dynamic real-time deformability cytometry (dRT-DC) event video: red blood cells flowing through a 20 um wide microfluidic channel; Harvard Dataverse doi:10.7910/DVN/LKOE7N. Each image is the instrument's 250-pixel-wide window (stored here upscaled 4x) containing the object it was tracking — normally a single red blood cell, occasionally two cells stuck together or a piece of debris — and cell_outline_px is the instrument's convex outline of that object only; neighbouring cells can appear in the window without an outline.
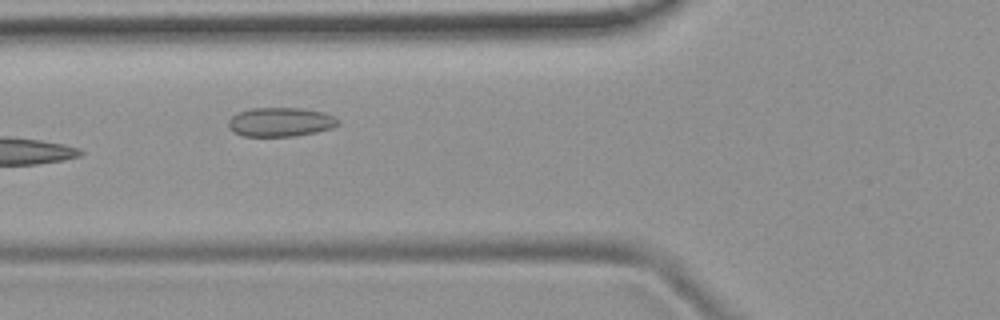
{"species": "common noctule bat (a hibernating species)", "species_latin": "Nyctalus noctula", "temperature_condition": "room temperature", "stored_images_in_passage": 7, "camera_frame_rate_fps": 3000, "um_per_image_px": 0.085, "animal": {"sex": "female", "body_mass_g": 19.9}, "frame": {"image": 1, "passage_image": 6, "time_ms": 5.667, "image_size_px": [1000, 320], "cell_outline_px": [[340, 124], [332, 128], [316, 132], [296, 136], [244, 136], [232, 132], [228, 128], [228, 120], [236, 112], [252, 108], [300, 108], [324, 112], [340, 120]], "centroid_in_image_um": [23.82, 10.37], "position_along_channel_um": 102.0, "area_um2": 18.79}}
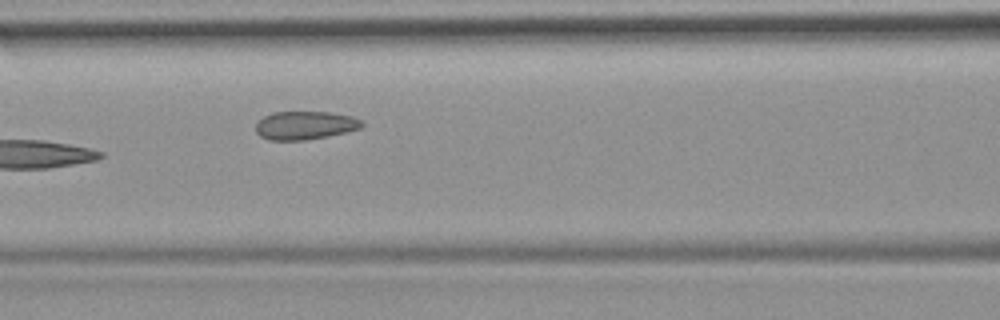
{"frame": {"image": 2, "passage_image": 7, "time_ms": 6.667, "image_size_px": [1000, 320], "cell_outline_px": [[364, 124], [360, 128], [328, 136], [304, 140], [268, 140], [260, 136], [256, 132], [256, 120], [272, 112], [332, 112], [352, 116], [360, 120]], "centroid_in_image_um": [25.88, 10.65], "position_along_channel_um": 140.7, "area_um2": 17.57}}